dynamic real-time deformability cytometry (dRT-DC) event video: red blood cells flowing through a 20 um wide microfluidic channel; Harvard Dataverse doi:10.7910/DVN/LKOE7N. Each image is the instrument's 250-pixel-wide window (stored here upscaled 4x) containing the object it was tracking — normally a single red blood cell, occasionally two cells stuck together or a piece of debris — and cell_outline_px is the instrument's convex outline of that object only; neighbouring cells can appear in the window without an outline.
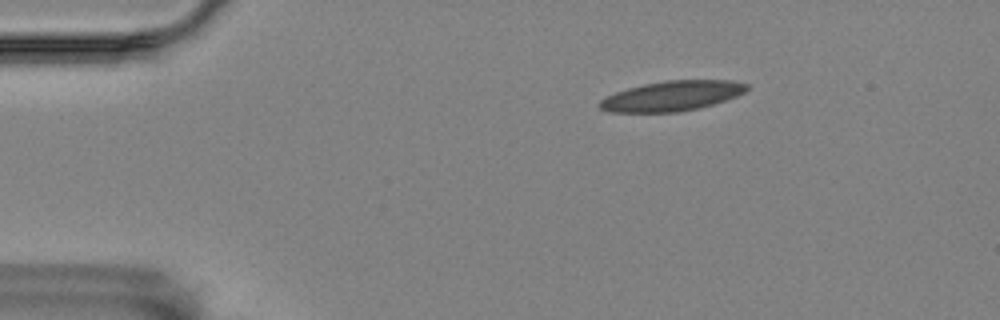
{"species": "Egyptian fruit bat (a non-hibernating species)", "species_latin": "Rousettus aegyptiacus", "temperature_condition": "room temperature", "stored_images_in_passage": 3, "camera_frame_rate_fps": 3000, "um_per_image_px": 0.085, "animal": {"sex": "female"}, "frame": {"image": 1, "passage_image": 1, "time_ms": 0.0, "image_size_px": [1000, 320], "cell_outline_px": [[748, 88], [744, 92], [736, 96], [700, 108], [676, 112], [608, 112], [600, 108], [596, 104], [600, 100], [616, 92], [628, 88], [644, 84], [664, 80], [736, 80], [748, 84]], "centroid_in_image_um": [57.11, 8.15], "position_along_channel_um": 27.9, "area_um2": 25.72}}